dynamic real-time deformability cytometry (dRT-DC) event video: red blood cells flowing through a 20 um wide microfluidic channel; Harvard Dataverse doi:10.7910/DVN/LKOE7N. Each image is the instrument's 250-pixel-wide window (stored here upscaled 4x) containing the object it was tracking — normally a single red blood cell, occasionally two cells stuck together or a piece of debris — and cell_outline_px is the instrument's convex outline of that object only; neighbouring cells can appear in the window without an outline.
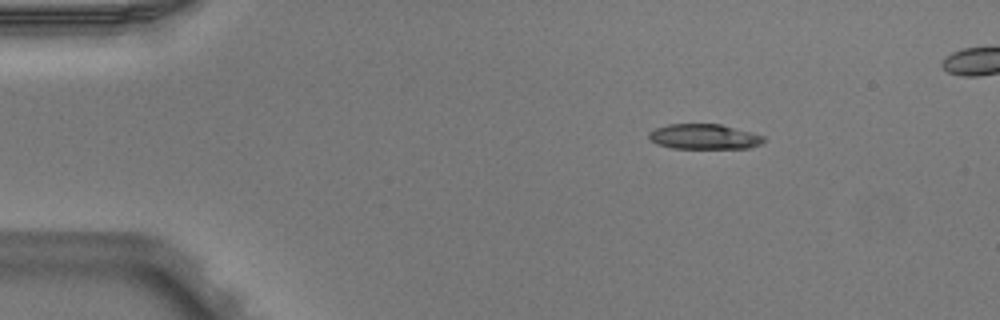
{"species": "Egyptian fruit bat (a non-hibernating species)", "species_latin": "Rousettus aegyptiacus", "temperature_condition": "warm", "stored_images_in_passage": 4, "camera_frame_rate_fps": 3000, "um_per_image_px": 0.085, "animal": {"sex": "male"}, "frame": {"image": 1, "passage_image": 1, "time_ms": 0.0, "image_size_px": [1000, 320], "cell_outline_px": [[764, 140], [760, 144], [748, 148], [672, 148], [656, 144], [648, 136], [648, 132], [656, 128], [668, 124], [720, 124], [764, 136]], "centroid_in_image_um": [59.81, 11.62], "position_along_channel_um": 25.2, "area_um2": 16.65}}